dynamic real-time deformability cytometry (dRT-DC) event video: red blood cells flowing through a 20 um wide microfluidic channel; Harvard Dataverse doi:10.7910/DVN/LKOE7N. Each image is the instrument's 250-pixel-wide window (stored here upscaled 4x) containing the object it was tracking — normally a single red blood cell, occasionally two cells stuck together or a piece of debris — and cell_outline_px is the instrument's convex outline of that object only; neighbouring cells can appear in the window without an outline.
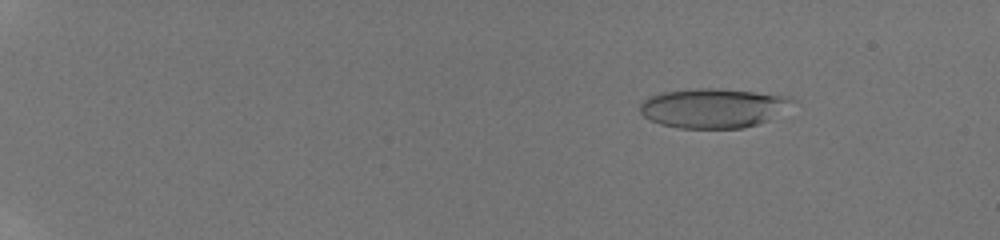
{"species": "human", "species_latin": "Homo sapiens", "temperature_condition": "room temperature", "stored_images_in_passage": 11, "camera_frame_rate_fps": 3000, "um_per_image_px": 0.085, "donor": {"sex": "male"}, "frame": {"image": 1, "passage_image": 3, "time_ms": 2.333, "image_size_px": [1000, 240], "cell_outline_px": [[796, 100], [768, 120], [744, 128], [680, 128], [660, 124], [644, 116], [640, 112], [640, 104], [644, 100], [652, 96], [664, 92], [696, 88], [720, 88], [784, 96]], "centroid_in_image_um": [60.57, 9.19], "position_along_channel_um": 24.4, "area_um2": 34.45}}
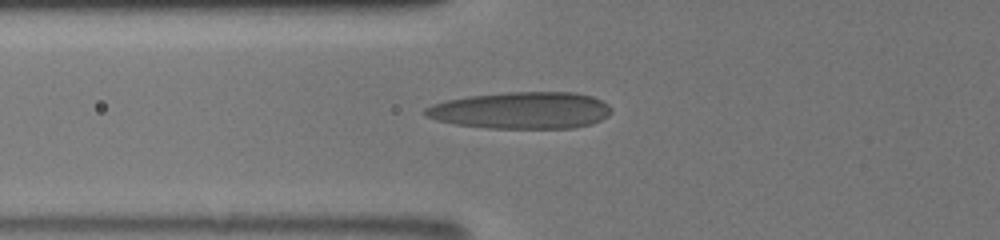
{"frame": {"image": 2, "passage_image": 8, "time_ms": 7.333, "image_size_px": [1000, 240], "cell_outline_px": [[612, 112], [608, 116], [592, 124], [572, 128], [488, 128], [456, 124], [436, 120], [424, 116], [424, 108], [432, 104], [444, 100], [468, 96], [508, 92], [576, 92], [592, 96], [608, 104], [612, 108]], "centroid_in_image_um": [44.3, 9.38], "position_along_channel_um": 81.5, "area_um2": 40.23}}
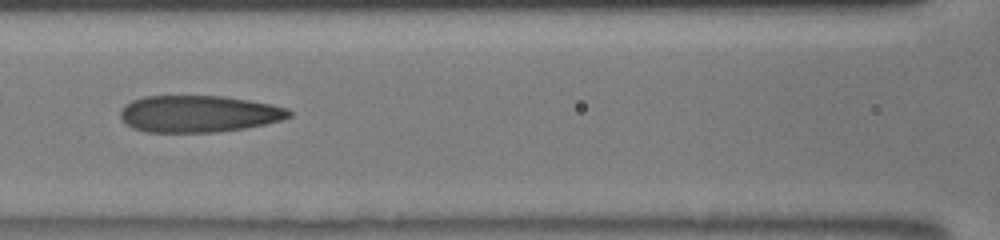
{"frame": {"image": 3, "passage_image": 10, "time_ms": 9.0, "image_size_px": [1000, 240], "cell_outline_px": [[292, 116], [280, 120], [264, 124], [244, 128], [216, 132], [144, 132], [132, 128], [120, 116], [120, 112], [124, 104], [132, 100], [144, 96], [224, 96], [272, 104], [288, 108], [292, 112]], "centroid_in_image_um": [16.88, 9.67], "position_along_channel_um": 149.7, "area_um2": 36.24}}